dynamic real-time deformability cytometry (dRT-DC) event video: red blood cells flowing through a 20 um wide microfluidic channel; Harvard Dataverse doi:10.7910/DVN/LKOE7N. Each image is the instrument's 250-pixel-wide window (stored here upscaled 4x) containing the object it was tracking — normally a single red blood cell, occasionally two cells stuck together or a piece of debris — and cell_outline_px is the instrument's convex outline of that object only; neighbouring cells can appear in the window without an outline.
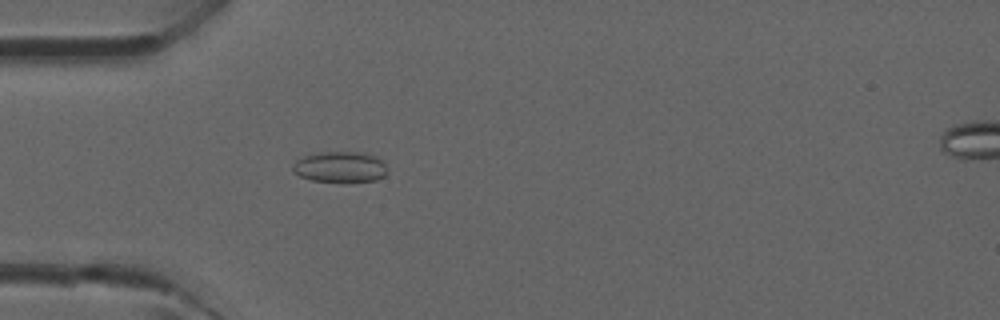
{"species": "common noctule bat (a hibernating species)", "species_latin": "Nyctalus noctula", "temperature_condition": "room temperature", "stored_images_in_passage": 15, "camera_frame_rate_fps": 3000, "um_per_image_px": 0.085, "animal": {"sex": "male", "forearm_length_mm": 52.5}, "frame": {"image": 1, "passage_image": 12, "time_ms": 3.667, "image_size_px": [1000, 320], "cell_outline_px": [[388, 172], [384, 176], [376, 180], [312, 180], [300, 176], [292, 172], [292, 164], [296, 160], [304, 156], [320, 152], [364, 152], [376, 156], [388, 168]], "centroid_in_image_um": [28.9, 14.16], "position_along_channel_um": 56.1, "area_um2": 16.7}}